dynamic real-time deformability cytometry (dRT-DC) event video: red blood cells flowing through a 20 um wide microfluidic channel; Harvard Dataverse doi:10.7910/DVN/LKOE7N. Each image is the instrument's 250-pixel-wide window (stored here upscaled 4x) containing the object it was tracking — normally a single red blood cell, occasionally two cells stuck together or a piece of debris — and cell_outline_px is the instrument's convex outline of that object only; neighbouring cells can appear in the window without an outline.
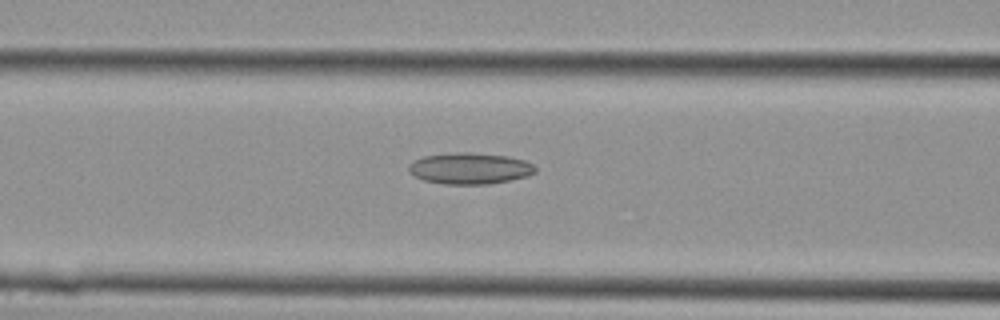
{"species": "Egyptian fruit bat (a non-hibernating species)", "species_latin": "Rousettus aegyptiacus", "temperature_condition": "cold", "stored_images_in_passage": 22, "camera_frame_rate_fps": 3000, "um_per_image_px": 0.085, "animal": {"sex": "female"}, "frame": {"image": 1, "passage_image": 4, "time_ms": 1.0, "image_size_px": [1000, 320], "cell_outline_px": [[536, 172], [528, 176], [488, 184], [444, 184], [424, 180], [416, 176], [408, 168], [408, 164], [424, 156], [460, 152], [468, 152], [508, 156], [524, 160], [532, 164], [536, 168]], "centroid_in_image_um": [39.96, 14.31], "position_along_channel_um": 126.6, "area_um2": 22.83}}
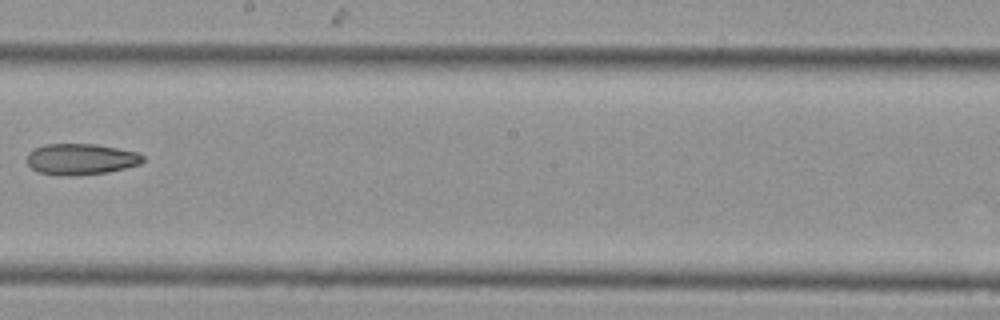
{"frame": {"image": 2, "passage_image": 9, "time_ms": 2.667, "image_size_px": [1000, 320], "cell_outline_px": [[144, 160], [140, 164], [108, 172], [80, 176], [60, 176], [36, 172], [28, 164], [28, 152], [44, 144], [96, 144], [136, 152], [144, 156]], "centroid_in_image_um": [6.86, 13.54], "position_along_channel_um": 241.3, "area_um2": 21.15}}
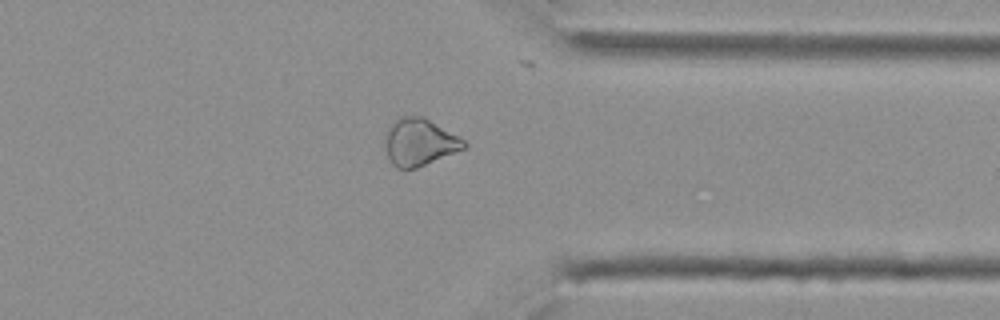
{"frame": {"image": 3, "passage_image": 15, "time_ms": 4.667, "image_size_px": [1000, 320], "cell_outline_px": [[468, 148], [416, 168], [396, 168], [392, 164], [388, 156], [388, 128], [400, 116], [424, 116], [460, 136], [468, 144]], "centroid_in_image_um": [35.76, 12.08], "position_along_channel_um": 375.6, "area_um2": 21.5}}